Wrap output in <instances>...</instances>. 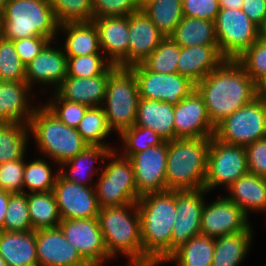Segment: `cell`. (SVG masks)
<instances>
[{"label": "cell", "instance_id": "cell-47", "mask_svg": "<svg viewBox=\"0 0 266 266\" xmlns=\"http://www.w3.org/2000/svg\"><path fill=\"white\" fill-rule=\"evenodd\" d=\"M24 159L0 164V190L11 194L23 193Z\"/></svg>", "mask_w": 266, "mask_h": 266}, {"label": "cell", "instance_id": "cell-26", "mask_svg": "<svg viewBox=\"0 0 266 266\" xmlns=\"http://www.w3.org/2000/svg\"><path fill=\"white\" fill-rule=\"evenodd\" d=\"M0 256L7 266H38L35 230L1 231Z\"/></svg>", "mask_w": 266, "mask_h": 266}, {"label": "cell", "instance_id": "cell-23", "mask_svg": "<svg viewBox=\"0 0 266 266\" xmlns=\"http://www.w3.org/2000/svg\"><path fill=\"white\" fill-rule=\"evenodd\" d=\"M165 37L143 10L129 15L128 68L141 64Z\"/></svg>", "mask_w": 266, "mask_h": 266}, {"label": "cell", "instance_id": "cell-56", "mask_svg": "<svg viewBox=\"0 0 266 266\" xmlns=\"http://www.w3.org/2000/svg\"><path fill=\"white\" fill-rule=\"evenodd\" d=\"M259 38L266 41V17L259 26Z\"/></svg>", "mask_w": 266, "mask_h": 266}, {"label": "cell", "instance_id": "cell-5", "mask_svg": "<svg viewBox=\"0 0 266 266\" xmlns=\"http://www.w3.org/2000/svg\"><path fill=\"white\" fill-rule=\"evenodd\" d=\"M100 229L108 255L142 260L141 220L137 203L103 207L98 214Z\"/></svg>", "mask_w": 266, "mask_h": 266}, {"label": "cell", "instance_id": "cell-48", "mask_svg": "<svg viewBox=\"0 0 266 266\" xmlns=\"http://www.w3.org/2000/svg\"><path fill=\"white\" fill-rule=\"evenodd\" d=\"M139 10L137 0H93V19L129 16Z\"/></svg>", "mask_w": 266, "mask_h": 266}, {"label": "cell", "instance_id": "cell-54", "mask_svg": "<svg viewBox=\"0 0 266 266\" xmlns=\"http://www.w3.org/2000/svg\"><path fill=\"white\" fill-rule=\"evenodd\" d=\"M220 8L241 9L243 0H219Z\"/></svg>", "mask_w": 266, "mask_h": 266}, {"label": "cell", "instance_id": "cell-58", "mask_svg": "<svg viewBox=\"0 0 266 266\" xmlns=\"http://www.w3.org/2000/svg\"><path fill=\"white\" fill-rule=\"evenodd\" d=\"M7 0H0V21L3 15L4 7L6 4Z\"/></svg>", "mask_w": 266, "mask_h": 266}, {"label": "cell", "instance_id": "cell-59", "mask_svg": "<svg viewBox=\"0 0 266 266\" xmlns=\"http://www.w3.org/2000/svg\"><path fill=\"white\" fill-rule=\"evenodd\" d=\"M137 1H138V5H139L140 9H142L146 4H148L152 0H137Z\"/></svg>", "mask_w": 266, "mask_h": 266}, {"label": "cell", "instance_id": "cell-45", "mask_svg": "<svg viewBox=\"0 0 266 266\" xmlns=\"http://www.w3.org/2000/svg\"><path fill=\"white\" fill-rule=\"evenodd\" d=\"M110 65L101 54L67 57V76L89 78L101 75Z\"/></svg>", "mask_w": 266, "mask_h": 266}, {"label": "cell", "instance_id": "cell-6", "mask_svg": "<svg viewBox=\"0 0 266 266\" xmlns=\"http://www.w3.org/2000/svg\"><path fill=\"white\" fill-rule=\"evenodd\" d=\"M29 129L38 152L59 166L88 145L75 128L61 122L45 105L35 108Z\"/></svg>", "mask_w": 266, "mask_h": 266}, {"label": "cell", "instance_id": "cell-50", "mask_svg": "<svg viewBox=\"0 0 266 266\" xmlns=\"http://www.w3.org/2000/svg\"><path fill=\"white\" fill-rule=\"evenodd\" d=\"M247 154L248 173L266 178V141L252 142L245 146Z\"/></svg>", "mask_w": 266, "mask_h": 266}, {"label": "cell", "instance_id": "cell-43", "mask_svg": "<svg viewBox=\"0 0 266 266\" xmlns=\"http://www.w3.org/2000/svg\"><path fill=\"white\" fill-rule=\"evenodd\" d=\"M32 229L27 193L12 194L8 201L3 231L23 232Z\"/></svg>", "mask_w": 266, "mask_h": 266}, {"label": "cell", "instance_id": "cell-14", "mask_svg": "<svg viewBox=\"0 0 266 266\" xmlns=\"http://www.w3.org/2000/svg\"><path fill=\"white\" fill-rule=\"evenodd\" d=\"M92 185L76 184L58 175L53 192L61 220L98 217L100 206Z\"/></svg>", "mask_w": 266, "mask_h": 266}, {"label": "cell", "instance_id": "cell-30", "mask_svg": "<svg viewBox=\"0 0 266 266\" xmlns=\"http://www.w3.org/2000/svg\"><path fill=\"white\" fill-rule=\"evenodd\" d=\"M66 33L62 49L67 57L102 54L98 31L93 22L59 24L58 32Z\"/></svg>", "mask_w": 266, "mask_h": 266}, {"label": "cell", "instance_id": "cell-27", "mask_svg": "<svg viewBox=\"0 0 266 266\" xmlns=\"http://www.w3.org/2000/svg\"><path fill=\"white\" fill-rule=\"evenodd\" d=\"M136 126L155 131L164 141L175 139L174 106L167 102L140 98Z\"/></svg>", "mask_w": 266, "mask_h": 266}, {"label": "cell", "instance_id": "cell-44", "mask_svg": "<svg viewBox=\"0 0 266 266\" xmlns=\"http://www.w3.org/2000/svg\"><path fill=\"white\" fill-rule=\"evenodd\" d=\"M250 78L260 86L266 81V41L257 39L236 59Z\"/></svg>", "mask_w": 266, "mask_h": 266}, {"label": "cell", "instance_id": "cell-19", "mask_svg": "<svg viewBox=\"0 0 266 266\" xmlns=\"http://www.w3.org/2000/svg\"><path fill=\"white\" fill-rule=\"evenodd\" d=\"M175 139L213 137L212 124L202 96L194 89L174 106Z\"/></svg>", "mask_w": 266, "mask_h": 266}, {"label": "cell", "instance_id": "cell-29", "mask_svg": "<svg viewBox=\"0 0 266 266\" xmlns=\"http://www.w3.org/2000/svg\"><path fill=\"white\" fill-rule=\"evenodd\" d=\"M113 150L116 149L109 146L87 145L74 158L69 159L67 162H63L60 165L61 168L59 167V174L70 182L83 186H91L90 182L88 183L89 179H92V176L94 175H98V173L92 168L94 167V161H105L106 157Z\"/></svg>", "mask_w": 266, "mask_h": 266}, {"label": "cell", "instance_id": "cell-12", "mask_svg": "<svg viewBox=\"0 0 266 266\" xmlns=\"http://www.w3.org/2000/svg\"><path fill=\"white\" fill-rule=\"evenodd\" d=\"M130 69L136 76L140 98L167 102L176 106L195 89V83L179 73L152 72L142 63Z\"/></svg>", "mask_w": 266, "mask_h": 266}, {"label": "cell", "instance_id": "cell-22", "mask_svg": "<svg viewBox=\"0 0 266 266\" xmlns=\"http://www.w3.org/2000/svg\"><path fill=\"white\" fill-rule=\"evenodd\" d=\"M117 67L111 64L101 75L89 78L67 76L55 92L62 99L71 102L85 104L89 107L102 106L106 95L107 80Z\"/></svg>", "mask_w": 266, "mask_h": 266}, {"label": "cell", "instance_id": "cell-3", "mask_svg": "<svg viewBox=\"0 0 266 266\" xmlns=\"http://www.w3.org/2000/svg\"><path fill=\"white\" fill-rule=\"evenodd\" d=\"M211 137L177 138L168 141L167 190L204 188Z\"/></svg>", "mask_w": 266, "mask_h": 266}, {"label": "cell", "instance_id": "cell-31", "mask_svg": "<svg viewBox=\"0 0 266 266\" xmlns=\"http://www.w3.org/2000/svg\"><path fill=\"white\" fill-rule=\"evenodd\" d=\"M250 226L240 231L215 238V249L211 266H239L249 253L253 238Z\"/></svg>", "mask_w": 266, "mask_h": 266}, {"label": "cell", "instance_id": "cell-1", "mask_svg": "<svg viewBox=\"0 0 266 266\" xmlns=\"http://www.w3.org/2000/svg\"><path fill=\"white\" fill-rule=\"evenodd\" d=\"M195 89L214 126L259 95V86L234 59H225Z\"/></svg>", "mask_w": 266, "mask_h": 266}, {"label": "cell", "instance_id": "cell-37", "mask_svg": "<svg viewBox=\"0 0 266 266\" xmlns=\"http://www.w3.org/2000/svg\"><path fill=\"white\" fill-rule=\"evenodd\" d=\"M29 163L25 162L23 172V193H40L53 191L56 179L59 175V168L54 173L47 161L34 158ZM24 188H28L27 192Z\"/></svg>", "mask_w": 266, "mask_h": 266}, {"label": "cell", "instance_id": "cell-33", "mask_svg": "<svg viewBox=\"0 0 266 266\" xmlns=\"http://www.w3.org/2000/svg\"><path fill=\"white\" fill-rule=\"evenodd\" d=\"M214 249L215 238L200 234L175 250L164 263L174 261L176 266H211Z\"/></svg>", "mask_w": 266, "mask_h": 266}, {"label": "cell", "instance_id": "cell-2", "mask_svg": "<svg viewBox=\"0 0 266 266\" xmlns=\"http://www.w3.org/2000/svg\"><path fill=\"white\" fill-rule=\"evenodd\" d=\"M137 205L141 220L143 259L162 264L171 255L176 191L141 196Z\"/></svg>", "mask_w": 266, "mask_h": 266}, {"label": "cell", "instance_id": "cell-16", "mask_svg": "<svg viewBox=\"0 0 266 266\" xmlns=\"http://www.w3.org/2000/svg\"><path fill=\"white\" fill-rule=\"evenodd\" d=\"M208 191L199 190L176 191V217L173 224L171 254L192 237L201 234V217Z\"/></svg>", "mask_w": 266, "mask_h": 266}, {"label": "cell", "instance_id": "cell-49", "mask_svg": "<svg viewBox=\"0 0 266 266\" xmlns=\"http://www.w3.org/2000/svg\"><path fill=\"white\" fill-rule=\"evenodd\" d=\"M183 16L215 22L220 11L219 0H182Z\"/></svg>", "mask_w": 266, "mask_h": 266}, {"label": "cell", "instance_id": "cell-39", "mask_svg": "<svg viewBox=\"0 0 266 266\" xmlns=\"http://www.w3.org/2000/svg\"><path fill=\"white\" fill-rule=\"evenodd\" d=\"M179 55L180 46L170 36H166L142 64L152 72L178 73Z\"/></svg>", "mask_w": 266, "mask_h": 266}, {"label": "cell", "instance_id": "cell-4", "mask_svg": "<svg viewBox=\"0 0 266 266\" xmlns=\"http://www.w3.org/2000/svg\"><path fill=\"white\" fill-rule=\"evenodd\" d=\"M59 23L47 0H7L0 21V35L11 41L42 36L54 41Z\"/></svg>", "mask_w": 266, "mask_h": 266}, {"label": "cell", "instance_id": "cell-7", "mask_svg": "<svg viewBox=\"0 0 266 266\" xmlns=\"http://www.w3.org/2000/svg\"><path fill=\"white\" fill-rule=\"evenodd\" d=\"M140 100L136 76L130 68L117 67L107 80L102 108L108 126L119 135L135 125ZM106 102V103H105Z\"/></svg>", "mask_w": 266, "mask_h": 266}, {"label": "cell", "instance_id": "cell-57", "mask_svg": "<svg viewBox=\"0 0 266 266\" xmlns=\"http://www.w3.org/2000/svg\"><path fill=\"white\" fill-rule=\"evenodd\" d=\"M259 95L262 97L266 103V81L259 86Z\"/></svg>", "mask_w": 266, "mask_h": 266}, {"label": "cell", "instance_id": "cell-21", "mask_svg": "<svg viewBox=\"0 0 266 266\" xmlns=\"http://www.w3.org/2000/svg\"><path fill=\"white\" fill-rule=\"evenodd\" d=\"M49 41L40 53L25 65V82L32 88L33 85H53L55 90L67 77V56L62 47H54ZM53 46V47H52ZM35 83V84H34Z\"/></svg>", "mask_w": 266, "mask_h": 266}, {"label": "cell", "instance_id": "cell-41", "mask_svg": "<svg viewBox=\"0 0 266 266\" xmlns=\"http://www.w3.org/2000/svg\"><path fill=\"white\" fill-rule=\"evenodd\" d=\"M59 24L92 22L93 0H47Z\"/></svg>", "mask_w": 266, "mask_h": 266}, {"label": "cell", "instance_id": "cell-8", "mask_svg": "<svg viewBox=\"0 0 266 266\" xmlns=\"http://www.w3.org/2000/svg\"><path fill=\"white\" fill-rule=\"evenodd\" d=\"M105 160L107 164L103 169L94 168L95 171H101L98 182L95 183L100 208L137 203L140 196L131 160L121 156L116 150L111 151Z\"/></svg>", "mask_w": 266, "mask_h": 266}, {"label": "cell", "instance_id": "cell-9", "mask_svg": "<svg viewBox=\"0 0 266 266\" xmlns=\"http://www.w3.org/2000/svg\"><path fill=\"white\" fill-rule=\"evenodd\" d=\"M266 103L260 95L215 126L214 137L224 143L247 146L264 139Z\"/></svg>", "mask_w": 266, "mask_h": 266}, {"label": "cell", "instance_id": "cell-42", "mask_svg": "<svg viewBox=\"0 0 266 266\" xmlns=\"http://www.w3.org/2000/svg\"><path fill=\"white\" fill-rule=\"evenodd\" d=\"M0 81L25 82V64L16 52L13 41L0 35Z\"/></svg>", "mask_w": 266, "mask_h": 266}, {"label": "cell", "instance_id": "cell-40", "mask_svg": "<svg viewBox=\"0 0 266 266\" xmlns=\"http://www.w3.org/2000/svg\"><path fill=\"white\" fill-rule=\"evenodd\" d=\"M123 142L122 150H116L125 158H130L135 153L145 151L150 147L161 144L164 140L152 129L133 125L119 134ZM120 151V152H119ZM122 151V152H121Z\"/></svg>", "mask_w": 266, "mask_h": 266}, {"label": "cell", "instance_id": "cell-18", "mask_svg": "<svg viewBox=\"0 0 266 266\" xmlns=\"http://www.w3.org/2000/svg\"><path fill=\"white\" fill-rule=\"evenodd\" d=\"M38 266H91L59 227L35 230Z\"/></svg>", "mask_w": 266, "mask_h": 266}, {"label": "cell", "instance_id": "cell-13", "mask_svg": "<svg viewBox=\"0 0 266 266\" xmlns=\"http://www.w3.org/2000/svg\"><path fill=\"white\" fill-rule=\"evenodd\" d=\"M168 141L132 155L134 179L138 195L167 191L166 163Z\"/></svg>", "mask_w": 266, "mask_h": 266}, {"label": "cell", "instance_id": "cell-53", "mask_svg": "<svg viewBox=\"0 0 266 266\" xmlns=\"http://www.w3.org/2000/svg\"><path fill=\"white\" fill-rule=\"evenodd\" d=\"M12 194L0 190V232L3 231L5 214L7 211L8 201Z\"/></svg>", "mask_w": 266, "mask_h": 266}, {"label": "cell", "instance_id": "cell-46", "mask_svg": "<svg viewBox=\"0 0 266 266\" xmlns=\"http://www.w3.org/2000/svg\"><path fill=\"white\" fill-rule=\"evenodd\" d=\"M45 106L64 124L77 128L89 106L62 99L55 91Z\"/></svg>", "mask_w": 266, "mask_h": 266}, {"label": "cell", "instance_id": "cell-51", "mask_svg": "<svg viewBox=\"0 0 266 266\" xmlns=\"http://www.w3.org/2000/svg\"><path fill=\"white\" fill-rule=\"evenodd\" d=\"M50 40L42 36H33L13 41L21 61L27 65Z\"/></svg>", "mask_w": 266, "mask_h": 266}, {"label": "cell", "instance_id": "cell-35", "mask_svg": "<svg viewBox=\"0 0 266 266\" xmlns=\"http://www.w3.org/2000/svg\"><path fill=\"white\" fill-rule=\"evenodd\" d=\"M29 133V125L0 122V164L25 158Z\"/></svg>", "mask_w": 266, "mask_h": 266}, {"label": "cell", "instance_id": "cell-28", "mask_svg": "<svg viewBox=\"0 0 266 266\" xmlns=\"http://www.w3.org/2000/svg\"><path fill=\"white\" fill-rule=\"evenodd\" d=\"M226 190L229 192L226 197L240 207L248 217L250 211L263 214L266 212V178L247 173Z\"/></svg>", "mask_w": 266, "mask_h": 266}, {"label": "cell", "instance_id": "cell-17", "mask_svg": "<svg viewBox=\"0 0 266 266\" xmlns=\"http://www.w3.org/2000/svg\"><path fill=\"white\" fill-rule=\"evenodd\" d=\"M215 200L210 204L205 202L200 226L202 235L218 238L246 231L251 226L249 217L226 196Z\"/></svg>", "mask_w": 266, "mask_h": 266}, {"label": "cell", "instance_id": "cell-34", "mask_svg": "<svg viewBox=\"0 0 266 266\" xmlns=\"http://www.w3.org/2000/svg\"><path fill=\"white\" fill-rule=\"evenodd\" d=\"M27 202L33 230L59 226L61 218L53 191L28 193Z\"/></svg>", "mask_w": 266, "mask_h": 266}, {"label": "cell", "instance_id": "cell-60", "mask_svg": "<svg viewBox=\"0 0 266 266\" xmlns=\"http://www.w3.org/2000/svg\"><path fill=\"white\" fill-rule=\"evenodd\" d=\"M0 266H7L6 261L0 256Z\"/></svg>", "mask_w": 266, "mask_h": 266}, {"label": "cell", "instance_id": "cell-55", "mask_svg": "<svg viewBox=\"0 0 266 266\" xmlns=\"http://www.w3.org/2000/svg\"><path fill=\"white\" fill-rule=\"evenodd\" d=\"M130 263H128L126 266H159L157 263H155L152 260H129ZM105 263H100V264H93L91 266H103Z\"/></svg>", "mask_w": 266, "mask_h": 266}, {"label": "cell", "instance_id": "cell-25", "mask_svg": "<svg viewBox=\"0 0 266 266\" xmlns=\"http://www.w3.org/2000/svg\"><path fill=\"white\" fill-rule=\"evenodd\" d=\"M30 89L26 82L0 81V122L29 125L36 108L32 107L28 98Z\"/></svg>", "mask_w": 266, "mask_h": 266}, {"label": "cell", "instance_id": "cell-52", "mask_svg": "<svg viewBox=\"0 0 266 266\" xmlns=\"http://www.w3.org/2000/svg\"><path fill=\"white\" fill-rule=\"evenodd\" d=\"M241 9L258 26L266 17V2L264 0H243Z\"/></svg>", "mask_w": 266, "mask_h": 266}, {"label": "cell", "instance_id": "cell-15", "mask_svg": "<svg viewBox=\"0 0 266 266\" xmlns=\"http://www.w3.org/2000/svg\"><path fill=\"white\" fill-rule=\"evenodd\" d=\"M58 227L90 265L112 259L106 250L98 217L61 220Z\"/></svg>", "mask_w": 266, "mask_h": 266}, {"label": "cell", "instance_id": "cell-32", "mask_svg": "<svg viewBox=\"0 0 266 266\" xmlns=\"http://www.w3.org/2000/svg\"><path fill=\"white\" fill-rule=\"evenodd\" d=\"M170 37L180 47L218 45L215 22L184 16Z\"/></svg>", "mask_w": 266, "mask_h": 266}, {"label": "cell", "instance_id": "cell-11", "mask_svg": "<svg viewBox=\"0 0 266 266\" xmlns=\"http://www.w3.org/2000/svg\"><path fill=\"white\" fill-rule=\"evenodd\" d=\"M247 173L245 147L227 144L211 137L204 189L210 191L220 185L227 189Z\"/></svg>", "mask_w": 266, "mask_h": 266}, {"label": "cell", "instance_id": "cell-24", "mask_svg": "<svg viewBox=\"0 0 266 266\" xmlns=\"http://www.w3.org/2000/svg\"><path fill=\"white\" fill-rule=\"evenodd\" d=\"M224 60L218 45L180 47L177 61L178 73L188 77L196 84L215 70Z\"/></svg>", "mask_w": 266, "mask_h": 266}, {"label": "cell", "instance_id": "cell-38", "mask_svg": "<svg viewBox=\"0 0 266 266\" xmlns=\"http://www.w3.org/2000/svg\"><path fill=\"white\" fill-rule=\"evenodd\" d=\"M76 130L88 145L111 146L102 141L112 132L102 106L89 107Z\"/></svg>", "mask_w": 266, "mask_h": 266}, {"label": "cell", "instance_id": "cell-36", "mask_svg": "<svg viewBox=\"0 0 266 266\" xmlns=\"http://www.w3.org/2000/svg\"><path fill=\"white\" fill-rule=\"evenodd\" d=\"M141 10L165 36H170L182 20V0H152Z\"/></svg>", "mask_w": 266, "mask_h": 266}, {"label": "cell", "instance_id": "cell-20", "mask_svg": "<svg viewBox=\"0 0 266 266\" xmlns=\"http://www.w3.org/2000/svg\"><path fill=\"white\" fill-rule=\"evenodd\" d=\"M92 22L105 58L112 65L128 68L129 16L100 17Z\"/></svg>", "mask_w": 266, "mask_h": 266}, {"label": "cell", "instance_id": "cell-10", "mask_svg": "<svg viewBox=\"0 0 266 266\" xmlns=\"http://www.w3.org/2000/svg\"><path fill=\"white\" fill-rule=\"evenodd\" d=\"M215 32L218 49L225 59L236 60L259 39V26L242 9L220 8Z\"/></svg>", "mask_w": 266, "mask_h": 266}]
</instances>
